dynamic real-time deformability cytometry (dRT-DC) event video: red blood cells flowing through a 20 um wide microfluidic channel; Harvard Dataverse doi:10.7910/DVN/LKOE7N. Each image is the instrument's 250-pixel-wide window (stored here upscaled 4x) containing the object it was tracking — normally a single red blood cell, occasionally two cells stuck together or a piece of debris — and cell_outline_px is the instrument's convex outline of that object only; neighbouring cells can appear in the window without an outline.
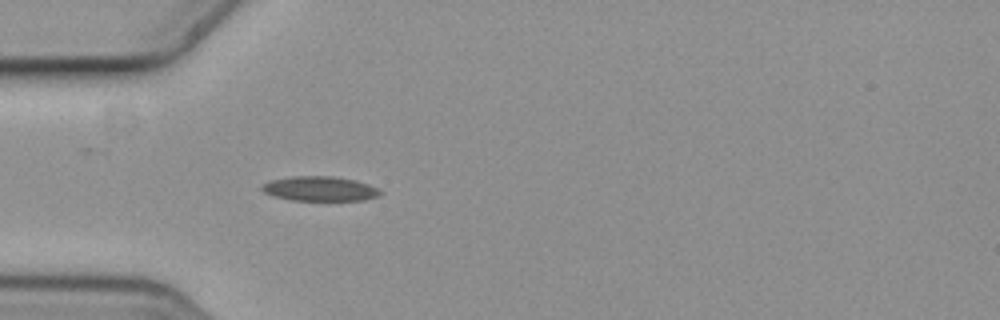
{"species": "common noctule bat (a hibernating species)", "species_latin": "Nyctalus noctula", "temperature_condition": "cold", "stored_images_in_passage": 4, "camera_frame_rate_fps": 3000, "um_per_image_px": 0.085, "animal": {"sex": "female", "body_mass_g": 19.3, "forearm_length_mm": 54.1}, "frame": {"image": 1, "passage_image": 4, "time_ms": 1.0, "image_size_px": [1000, 320], "cell_outline_px": [[384, 192], [380, 196], [364, 200], [292, 200], [272, 196], [264, 192], [260, 188], [264, 184], [272, 180], [296, 176], [332, 176], [356, 180], [368, 184]], "centroid_in_image_um": [27.22, 16.04], "position_along_channel_um": 57.8, "area_um2": 16.94}}